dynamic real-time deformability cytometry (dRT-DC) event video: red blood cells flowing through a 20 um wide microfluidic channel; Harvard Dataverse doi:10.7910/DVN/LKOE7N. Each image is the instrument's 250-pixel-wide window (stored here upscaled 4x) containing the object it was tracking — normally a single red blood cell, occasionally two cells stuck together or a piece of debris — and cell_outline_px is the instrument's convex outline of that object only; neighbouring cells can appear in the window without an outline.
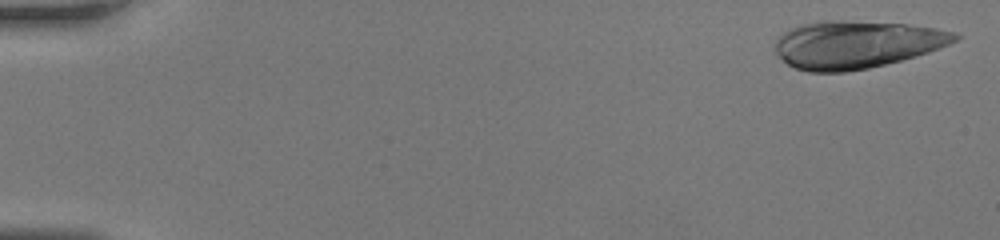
{"species": "human", "species_latin": "Homo sapiens", "temperature_condition": "room temperature", "stored_images_in_passage": 43, "camera_frame_rate_fps": 3000, "um_per_image_px": 0.085, "donor": {"sex": "female"}, "frame": {"image": 1, "passage_image": 1, "time_ms": 0.0, "image_size_px": [1000, 240], "cell_outline_px": [[960, 36], [956, 40], [948, 44], [928, 52], [900, 60], [868, 68], [844, 72], [808, 72], [796, 68], [788, 64], [772, 48], [776, 36], [788, 28], [800, 24], [820, 20], [844, 20], [904, 24], [936, 28], [956, 32]], "centroid_in_image_um": [72.7, 3.76], "position_along_channel_um": 12.3, "area_um2": 50.05}}
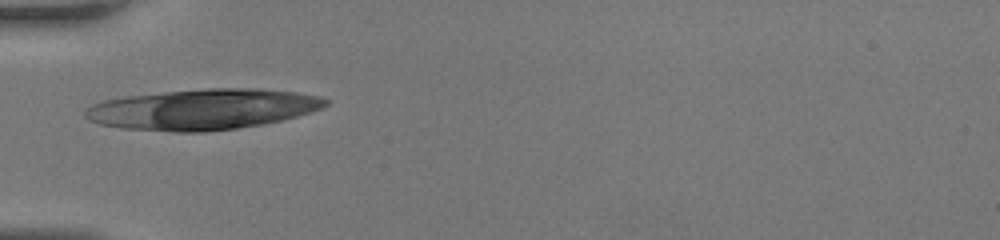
{"frame": {"image": 2, "passage_image": 15, "time_ms": 4.667, "image_size_px": [1000, 240], "cell_outline_px": [[328, 104], [324, 108], [312, 112], [264, 124], [236, 128], [204, 132], [176, 132], [120, 128], [100, 124], [88, 120], [84, 116], [84, 108], [92, 104], [104, 100], [128, 96], [164, 92], [204, 88], [260, 88], [296, 92], [320, 96], [328, 100]], "centroid_in_image_um": [17.23, 9.29], "position_along_channel_um": 67.8, "area_um2": 57.16}}
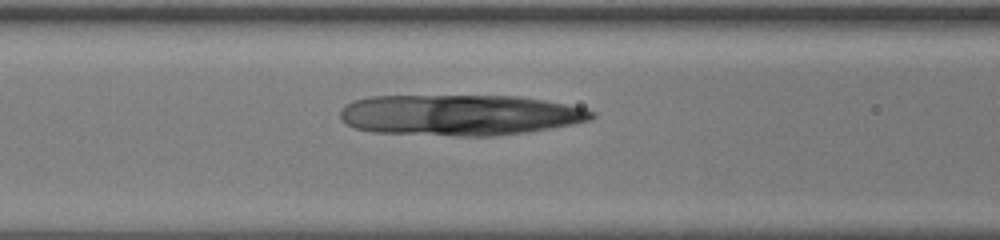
{"frame": {"image": 3, "passage_image": 19, "time_ms": 6.0, "image_size_px": [1000, 240], "cell_outline_px": [[596, 116], [592, 120], [572, 124], [528, 132], [496, 136], [456, 136], [372, 132], [356, 128], [340, 120], [340, 112], [348, 104], [356, 100], [372, 96], [520, 96], [544, 100], [584, 108], [596, 112]], "centroid_in_image_um": [39.12, 9.78], "position_along_channel_um": 127.5, "area_um2": 60.0}}